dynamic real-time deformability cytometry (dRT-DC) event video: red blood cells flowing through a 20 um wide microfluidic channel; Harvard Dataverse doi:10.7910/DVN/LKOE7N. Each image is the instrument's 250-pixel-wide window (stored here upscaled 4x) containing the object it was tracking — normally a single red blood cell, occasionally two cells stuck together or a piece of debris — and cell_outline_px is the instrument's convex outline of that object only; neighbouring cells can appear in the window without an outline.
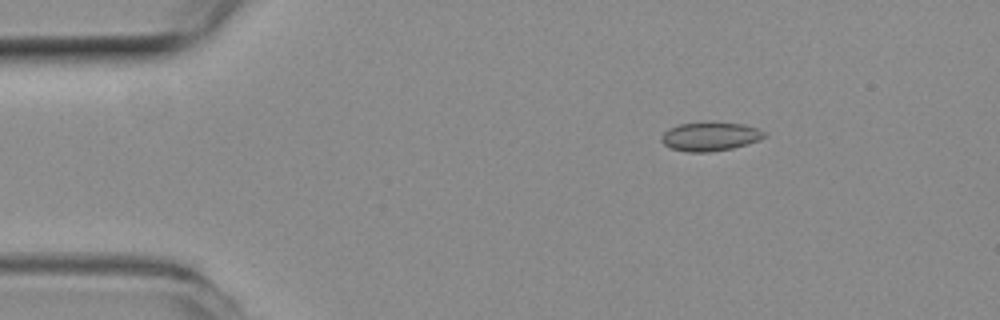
{"species": "common noctule bat (a hibernating species)", "species_latin": "Nyctalus noctula", "temperature_condition": "room temperature", "stored_images_in_passage": 49, "camera_frame_rate_fps": 3000, "um_per_image_px": 0.085, "animal": {"sex": "female", "body_mass_g": 19.3, "forearm_length_mm": 54.1}, "frame": {"image": 1, "passage_image": 3, "time_ms": 0.667, "image_size_px": [1000, 320], "cell_outline_px": [[768, 136], [760, 140], [748, 144], [732, 148], [708, 152], [688, 152], [672, 148], [664, 144], [660, 140], [660, 136], [668, 128], [680, 124], [740, 124], [756, 128], [764, 132]], "centroid_in_image_um": [60.35, 11.64], "position_along_channel_um": 24.6, "area_um2": 16.76}}
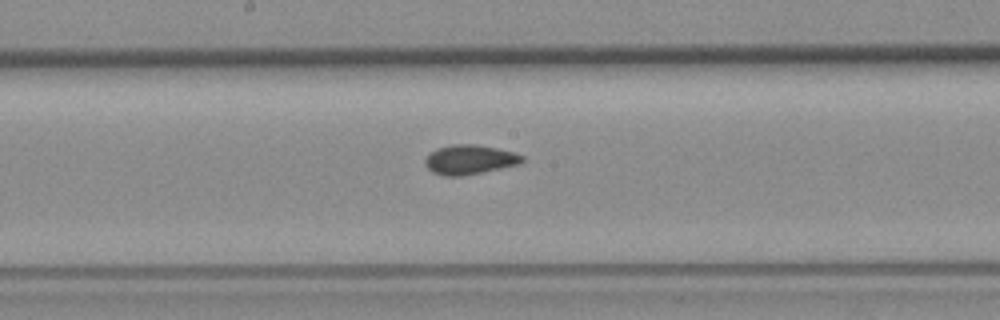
{"frame": {"image": 2, "passage_image": 23, "time_ms": 7.333, "image_size_px": [1000, 320], "cell_outline_px": [[524, 160], [520, 164], [464, 176], [444, 176], [432, 172], [424, 164], [424, 160], [436, 148], [452, 144], [476, 144], [496, 148], [512, 152], [524, 156]], "centroid_in_image_um": [39.91, 13.57], "position_along_channel_um": 208.3, "area_um2": 16.7}}
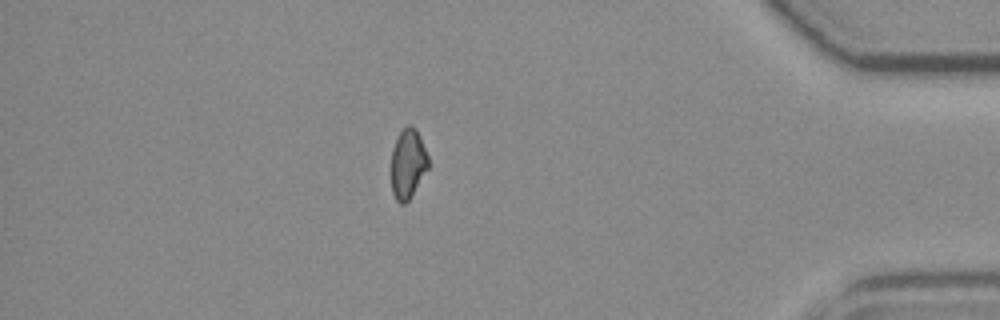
{"frame": {"image": 3, "passage_image": 42, "time_ms": 13.667, "image_size_px": [1000, 320], "cell_outline_px": [[428, 168], [408, 200], [404, 204], [400, 204], [396, 200], [392, 192], [392, 148], [400, 132], [408, 124], [412, 124], [416, 128], [420, 136], [428, 156]], "centroid_in_image_um": [34.67, 13.89], "position_along_channel_um": 400.5, "area_um2": 14.85}, "authors_computed_cell_mechanics": {"area_um2": 16.2418, "velocity_mm_per_s": 3.7363, "shape_relaxation_time_tau1_ms": null, "shape_relaxation_time_tau2_ms": 2.0304, "deformation_change_tau1": null, "deformation_change_tau2": 0.0627}}